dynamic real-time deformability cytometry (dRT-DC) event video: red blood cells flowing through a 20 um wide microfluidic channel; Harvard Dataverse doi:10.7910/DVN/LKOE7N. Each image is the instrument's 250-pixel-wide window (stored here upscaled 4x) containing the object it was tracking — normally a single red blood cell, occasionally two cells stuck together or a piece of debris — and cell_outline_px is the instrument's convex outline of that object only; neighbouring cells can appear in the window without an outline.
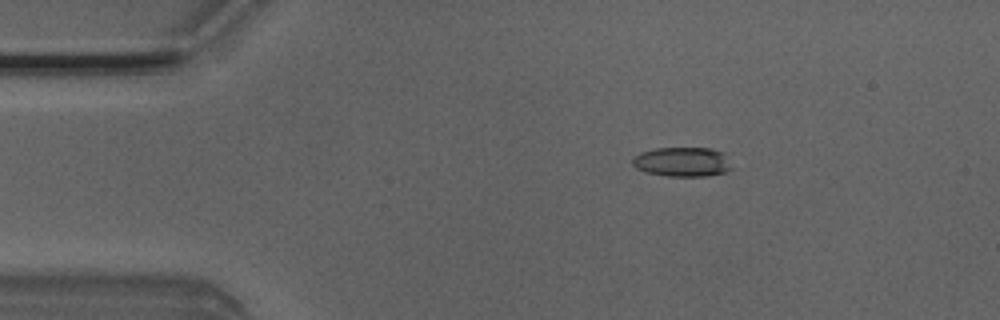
{"species": "Egyptian fruit bat (a non-hibernating species)", "species_latin": "Rousettus aegyptiacus", "temperature_condition": "room temperature", "stored_images_in_passage": 6, "camera_frame_rate_fps": 3000, "um_per_image_px": 0.085, "animal": {"sex": "male"}, "frame": {"image": 1, "passage_image": 3, "time_ms": 0.667, "image_size_px": [1000, 320], "cell_outline_px": [[732, 168], [724, 172], [704, 176], [668, 176], [644, 172], [636, 168], [632, 164], [632, 156], [640, 152], [656, 148], [712, 148], [724, 152]], "centroid_in_image_um": [57.96, 13.75], "position_along_channel_um": 27.0, "area_um2": 17.17}}